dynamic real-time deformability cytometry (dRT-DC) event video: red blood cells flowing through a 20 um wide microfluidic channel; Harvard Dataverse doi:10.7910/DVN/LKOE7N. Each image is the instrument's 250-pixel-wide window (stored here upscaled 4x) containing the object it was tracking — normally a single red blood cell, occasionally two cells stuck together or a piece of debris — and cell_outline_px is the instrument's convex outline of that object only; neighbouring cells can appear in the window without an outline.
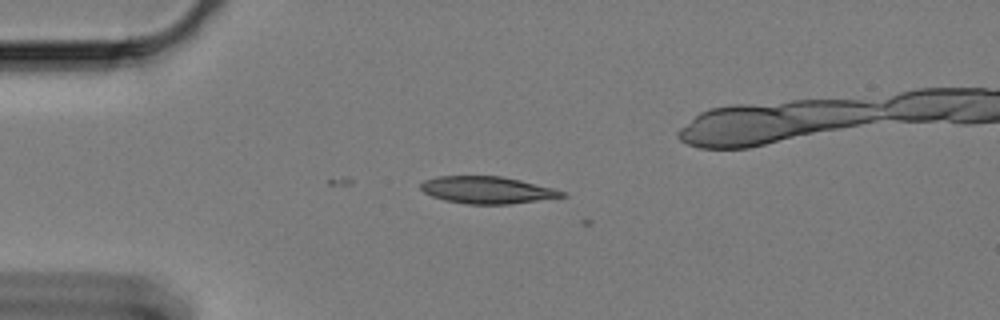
{"species": "Egyptian fruit bat (a non-hibernating species)", "species_latin": "Rousettus aegyptiacus", "temperature_condition": "cold", "stored_images_in_passage": 2, "camera_frame_rate_fps": 3000, "um_per_image_px": 0.085, "animal": {"sex": "female"}, "frame": {"image": 1, "passage_image": 2, "time_ms": 0.333, "image_size_px": [1000, 320], "cell_outline_px": [[568, 196], [508, 204], [468, 204], [444, 200], [432, 196], [424, 192], [420, 188], [420, 184], [424, 180], [436, 176], [500, 176], [520, 180], [568, 192]], "centroid_in_image_um": [41.4, 16.15], "position_along_channel_um": 43.6, "area_um2": 22.25}}